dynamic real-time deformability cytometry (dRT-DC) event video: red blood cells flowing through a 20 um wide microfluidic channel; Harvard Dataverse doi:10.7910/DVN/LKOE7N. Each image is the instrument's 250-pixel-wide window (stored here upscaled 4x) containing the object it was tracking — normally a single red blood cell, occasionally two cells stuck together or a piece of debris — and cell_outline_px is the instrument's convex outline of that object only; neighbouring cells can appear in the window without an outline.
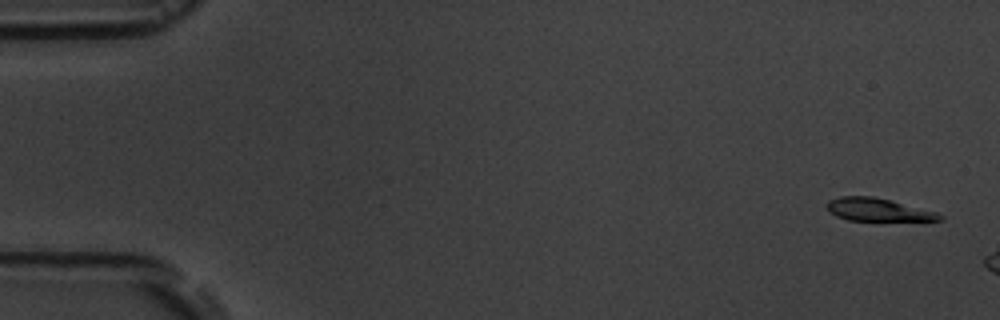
{"species": "common noctule bat (a hibernating species)", "species_latin": "Nyctalus noctula", "temperature_condition": "room temperature", "stored_images_in_passage": 3, "camera_frame_rate_fps": 3000, "um_per_image_px": 0.085, "animal": {"sex": "male", "body_mass_g": 19.5, "forearm_length_mm": 54.6}, "frame": {"image": 1, "passage_image": 1, "time_ms": 0.0, "image_size_px": [1000, 320], "cell_outline_px": [[944, 220], [848, 220], [836, 216], [828, 212], [828, 200], [840, 196], [872, 196], [892, 200], [936, 212], [944, 216]], "centroid_in_image_um": [74.61, 17.81], "position_along_channel_um": 10.4, "area_um2": 14.91}}